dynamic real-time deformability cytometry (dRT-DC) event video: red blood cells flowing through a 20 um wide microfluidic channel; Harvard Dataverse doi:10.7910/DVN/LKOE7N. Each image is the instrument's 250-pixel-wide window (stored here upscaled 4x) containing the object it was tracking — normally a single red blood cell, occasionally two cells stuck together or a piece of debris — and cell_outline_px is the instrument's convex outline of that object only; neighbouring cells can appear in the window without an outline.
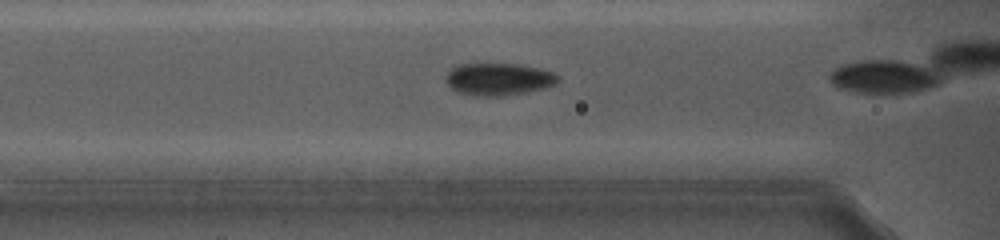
{"species": "common noctule bat (a hibernating species)", "species_latin": "Nyctalus noctula", "temperature_condition": "cold", "stored_images_in_passage": 7, "camera_frame_rate_fps": 5000, "um_per_image_px": 0.085, "animal": {"sex": "female", "body_mass_g": 19.0, "forearm_length_mm": 56.7}, "frame": {"image": 1, "passage_image": 6, "time_ms": 2.2, "image_size_px": [1000, 240], "cell_outline_px": [[560, 80], [556, 84], [544, 88], [528, 92], [500, 96], [472, 96], [460, 92], [452, 88], [444, 80], [444, 76], [452, 68], [460, 64], [484, 60], [520, 64], [556, 72], [560, 76]], "centroid_in_image_um": [42.38, 6.67], "position_along_channel_um": 124.2, "area_um2": 22.2}}